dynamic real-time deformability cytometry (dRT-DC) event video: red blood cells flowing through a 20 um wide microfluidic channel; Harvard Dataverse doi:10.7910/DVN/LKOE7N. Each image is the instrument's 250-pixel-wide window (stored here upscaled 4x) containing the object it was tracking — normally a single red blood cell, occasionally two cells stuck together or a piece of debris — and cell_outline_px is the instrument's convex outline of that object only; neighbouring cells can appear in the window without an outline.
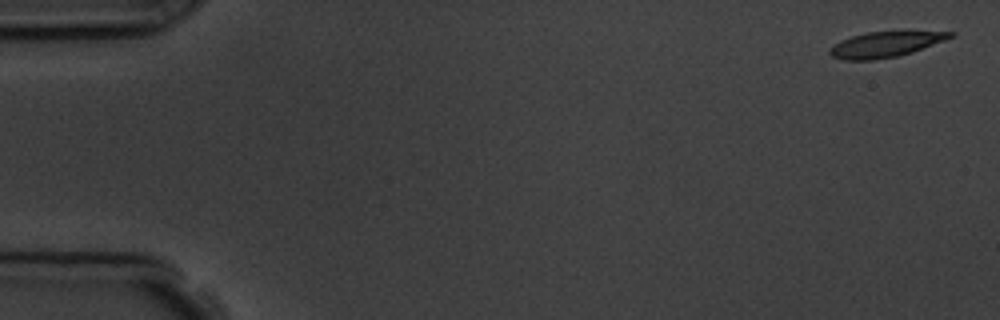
{"species": "common noctule bat (a hibernating species)", "species_latin": "Nyctalus noctula", "temperature_condition": "room temperature", "stored_images_in_passage": 5, "camera_frame_rate_fps": 3000, "um_per_image_px": 0.085, "animal": {"sex": "male", "body_mass_g": 19.5, "forearm_length_mm": 54.6}, "frame": {"image": 1, "passage_image": 1, "time_ms": 0.0, "image_size_px": [1000, 320], "cell_outline_px": [[956, 36], [912, 52], [896, 56], [872, 60], [844, 60], [832, 56], [828, 52], [828, 48], [840, 40], [852, 36], [868, 32], [904, 28], [956, 32]], "centroid_in_image_um": [75.35, 3.7], "position_along_channel_um": 9.6, "area_um2": 18.9}}
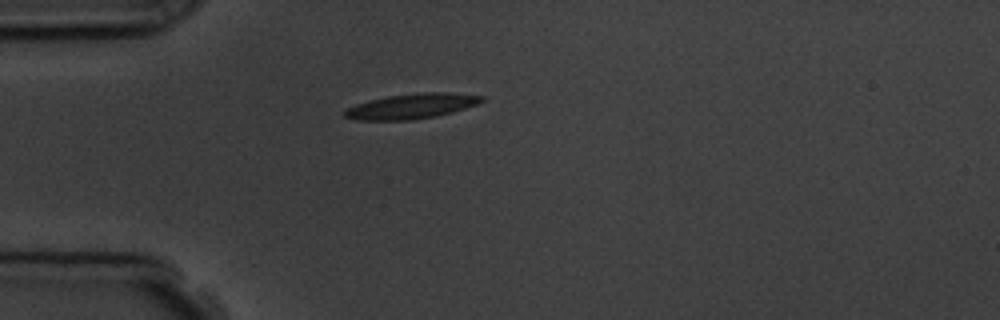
{"frame": {"image": 2, "passage_image": 5, "time_ms": 4.333, "image_size_px": [1000, 320], "cell_outline_px": [[484, 100], [476, 104], [452, 112], [436, 116], [412, 120], [356, 120], [344, 116], [344, 112], [348, 108], [356, 104], [368, 100], [388, 96], [424, 92], [448, 92], [484, 96]], "centroid_in_image_um": [34.98, 9.02], "position_along_channel_um": 50.0, "area_um2": 19.88}}